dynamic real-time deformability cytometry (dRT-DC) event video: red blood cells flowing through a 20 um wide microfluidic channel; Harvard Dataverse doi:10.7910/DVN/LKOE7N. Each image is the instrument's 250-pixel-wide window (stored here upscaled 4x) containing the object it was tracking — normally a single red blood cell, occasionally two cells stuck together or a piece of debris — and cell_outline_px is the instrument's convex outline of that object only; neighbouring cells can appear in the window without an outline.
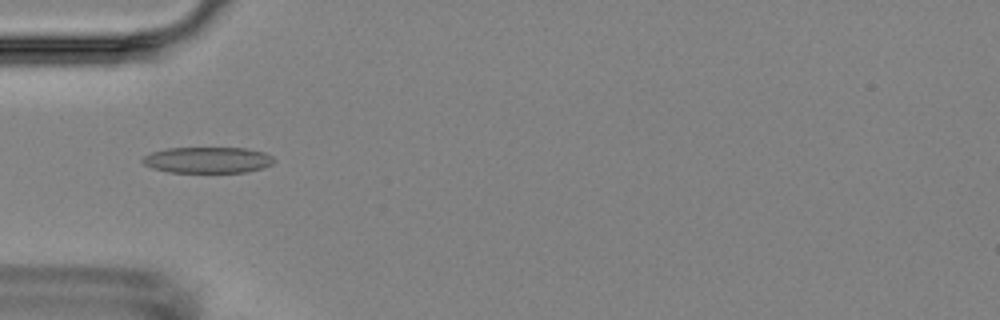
{"species": "Egyptian fruit bat (a non-hibernating species)", "species_latin": "Rousettus aegyptiacus", "temperature_condition": "room temperature", "stored_images_in_passage": 8, "camera_frame_rate_fps": 3000, "um_per_image_px": 0.085, "animal": {"sex": "female"}, "frame": {"image": 1, "passage_image": 5, "time_ms": 4.667, "image_size_px": [1000, 320], "cell_outline_px": [[276, 160], [272, 164], [264, 168], [244, 172], [168, 172], [152, 168], [144, 164], [140, 160], [144, 156], [152, 152], [168, 148], [244, 148], [264, 152], [272, 156]], "centroid_in_image_um": [17.66, 13.6], "position_along_channel_um": 67.3, "area_um2": 20.0}}
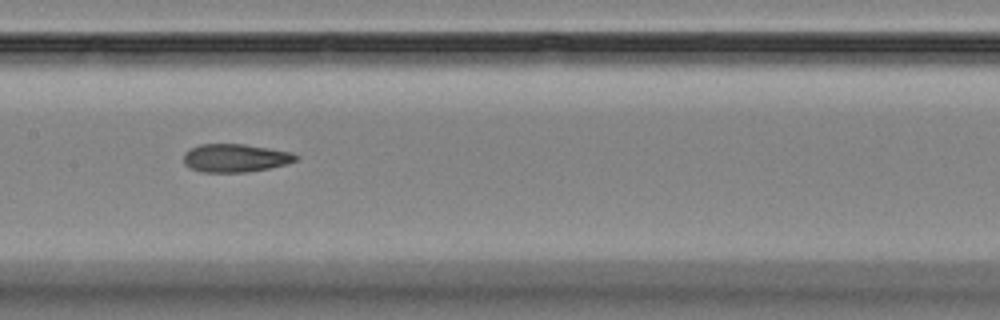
{"frame": {"image": 2, "passage_image": 8, "time_ms": 8.0, "image_size_px": [1000, 320], "cell_outline_px": [[300, 156], [296, 160], [284, 164], [268, 168], [248, 172], [200, 172], [188, 168], [184, 164], [184, 152], [200, 144], [244, 144], [292, 152]], "centroid_in_image_um": [19.97, 13.43], "position_along_channel_um": 187.4, "area_um2": 18.44}}